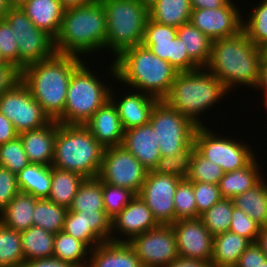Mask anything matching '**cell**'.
<instances>
[{
  "mask_svg": "<svg viewBox=\"0 0 267 267\" xmlns=\"http://www.w3.org/2000/svg\"><path fill=\"white\" fill-rule=\"evenodd\" d=\"M110 64L109 75L114 78V82L116 79L119 84L130 85L129 90H138L158 100L168 95L179 73L143 44L123 50Z\"/></svg>",
  "mask_w": 267,
  "mask_h": 267,
  "instance_id": "obj_1",
  "label": "cell"
},
{
  "mask_svg": "<svg viewBox=\"0 0 267 267\" xmlns=\"http://www.w3.org/2000/svg\"><path fill=\"white\" fill-rule=\"evenodd\" d=\"M261 62L262 50L241 31L232 37L212 41L210 59L205 68L230 92L235 90L234 86L237 88L236 85L256 88Z\"/></svg>",
  "mask_w": 267,
  "mask_h": 267,
  "instance_id": "obj_2",
  "label": "cell"
},
{
  "mask_svg": "<svg viewBox=\"0 0 267 267\" xmlns=\"http://www.w3.org/2000/svg\"><path fill=\"white\" fill-rule=\"evenodd\" d=\"M83 60L75 55L55 53L21 71V81L51 120L63 114L70 78Z\"/></svg>",
  "mask_w": 267,
  "mask_h": 267,
  "instance_id": "obj_3",
  "label": "cell"
},
{
  "mask_svg": "<svg viewBox=\"0 0 267 267\" xmlns=\"http://www.w3.org/2000/svg\"><path fill=\"white\" fill-rule=\"evenodd\" d=\"M106 12L100 0L65 9L60 31L54 39L58 54L84 57L106 51ZM89 53V54H88ZM86 54V55H85Z\"/></svg>",
  "mask_w": 267,
  "mask_h": 267,
  "instance_id": "obj_4",
  "label": "cell"
},
{
  "mask_svg": "<svg viewBox=\"0 0 267 267\" xmlns=\"http://www.w3.org/2000/svg\"><path fill=\"white\" fill-rule=\"evenodd\" d=\"M227 93L230 92L214 74L200 67L190 72H179L163 100L197 126H204L200 115L210 111Z\"/></svg>",
  "mask_w": 267,
  "mask_h": 267,
  "instance_id": "obj_5",
  "label": "cell"
},
{
  "mask_svg": "<svg viewBox=\"0 0 267 267\" xmlns=\"http://www.w3.org/2000/svg\"><path fill=\"white\" fill-rule=\"evenodd\" d=\"M104 150L84 125L58 124L51 166L95 178L101 170Z\"/></svg>",
  "mask_w": 267,
  "mask_h": 267,
  "instance_id": "obj_6",
  "label": "cell"
},
{
  "mask_svg": "<svg viewBox=\"0 0 267 267\" xmlns=\"http://www.w3.org/2000/svg\"><path fill=\"white\" fill-rule=\"evenodd\" d=\"M91 71L84 60L72 73L64 112L56 120L59 124L84 125L110 99L111 84L106 86L98 75Z\"/></svg>",
  "mask_w": 267,
  "mask_h": 267,
  "instance_id": "obj_7",
  "label": "cell"
},
{
  "mask_svg": "<svg viewBox=\"0 0 267 267\" xmlns=\"http://www.w3.org/2000/svg\"><path fill=\"white\" fill-rule=\"evenodd\" d=\"M100 1L106 12V49L116 58L123 50L142 44L149 8L138 0Z\"/></svg>",
  "mask_w": 267,
  "mask_h": 267,
  "instance_id": "obj_8",
  "label": "cell"
},
{
  "mask_svg": "<svg viewBox=\"0 0 267 267\" xmlns=\"http://www.w3.org/2000/svg\"><path fill=\"white\" fill-rule=\"evenodd\" d=\"M149 124L155 131L161 156L175 155L188 146H194L198 126L164 100H158L154 105Z\"/></svg>",
  "mask_w": 267,
  "mask_h": 267,
  "instance_id": "obj_9",
  "label": "cell"
},
{
  "mask_svg": "<svg viewBox=\"0 0 267 267\" xmlns=\"http://www.w3.org/2000/svg\"><path fill=\"white\" fill-rule=\"evenodd\" d=\"M212 131L205 125L198 126L194 134V148L219 165L224 173L245 167L255 157L249 145Z\"/></svg>",
  "mask_w": 267,
  "mask_h": 267,
  "instance_id": "obj_10",
  "label": "cell"
},
{
  "mask_svg": "<svg viewBox=\"0 0 267 267\" xmlns=\"http://www.w3.org/2000/svg\"><path fill=\"white\" fill-rule=\"evenodd\" d=\"M10 25L19 49V69L52 57L54 39L37 28L21 8H10L4 18Z\"/></svg>",
  "mask_w": 267,
  "mask_h": 267,
  "instance_id": "obj_11",
  "label": "cell"
},
{
  "mask_svg": "<svg viewBox=\"0 0 267 267\" xmlns=\"http://www.w3.org/2000/svg\"><path fill=\"white\" fill-rule=\"evenodd\" d=\"M0 112L13 123L18 134L52 121L22 81L0 95Z\"/></svg>",
  "mask_w": 267,
  "mask_h": 267,
  "instance_id": "obj_12",
  "label": "cell"
},
{
  "mask_svg": "<svg viewBox=\"0 0 267 267\" xmlns=\"http://www.w3.org/2000/svg\"><path fill=\"white\" fill-rule=\"evenodd\" d=\"M148 170L122 145L107 147L98 178L102 183L130 189L139 194Z\"/></svg>",
  "mask_w": 267,
  "mask_h": 267,
  "instance_id": "obj_13",
  "label": "cell"
},
{
  "mask_svg": "<svg viewBox=\"0 0 267 267\" xmlns=\"http://www.w3.org/2000/svg\"><path fill=\"white\" fill-rule=\"evenodd\" d=\"M142 44L170 63L178 72H190L200 68L187 54L175 27L159 24L148 18Z\"/></svg>",
  "mask_w": 267,
  "mask_h": 267,
  "instance_id": "obj_14",
  "label": "cell"
},
{
  "mask_svg": "<svg viewBox=\"0 0 267 267\" xmlns=\"http://www.w3.org/2000/svg\"><path fill=\"white\" fill-rule=\"evenodd\" d=\"M128 244L143 267H165L179 257L171 225H158L132 238Z\"/></svg>",
  "mask_w": 267,
  "mask_h": 267,
  "instance_id": "obj_15",
  "label": "cell"
},
{
  "mask_svg": "<svg viewBox=\"0 0 267 267\" xmlns=\"http://www.w3.org/2000/svg\"><path fill=\"white\" fill-rule=\"evenodd\" d=\"M181 179L152 170L146 174L138 195L152 211L159 225H172L175 222L174 194Z\"/></svg>",
  "mask_w": 267,
  "mask_h": 267,
  "instance_id": "obj_16",
  "label": "cell"
},
{
  "mask_svg": "<svg viewBox=\"0 0 267 267\" xmlns=\"http://www.w3.org/2000/svg\"><path fill=\"white\" fill-rule=\"evenodd\" d=\"M230 0L216 9H192L190 22L210 39L232 37L243 31L242 13Z\"/></svg>",
  "mask_w": 267,
  "mask_h": 267,
  "instance_id": "obj_17",
  "label": "cell"
},
{
  "mask_svg": "<svg viewBox=\"0 0 267 267\" xmlns=\"http://www.w3.org/2000/svg\"><path fill=\"white\" fill-rule=\"evenodd\" d=\"M171 226L175 233L179 256L211 263L214 236L199 218L179 219Z\"/></svg>",
  "mask_w": 267,
  "mask_h": 267,
  "instance_id": "obj_18",
  "label": "cell"
},
{
  "mask_svg": "<svg viewBox=\"0 0 267 267\" xmlns=\"http://www.w3.org/2000/svg\"><path fill=\"white\" fill-rule=\"evenodd\" d=\"M158 225L152 211L142 198L136 195L130 203L112 219L111 241L128 243L132 238ZM116 231L117 234L123 235L124 237L121 239V237L115 236L117 235Z\"/></svg>",
  "mask_w": 267,
  "mask_h": 267,
  "instance_id": "obj_19",
  "label": "cell"
},
{
  "mask_svg": "<svg viewBox=\"0 0 267 267\" xmlns=\"http://www.w3.org/2000/svg\"><path fill=\"white\" fill-rule=\"evenodd\" d=\"M113 87L110 92V100L116 106L124 131L148 124L151 111L158 99L140 91L128 92L120 98L115 95Z\"/></svg>",
  "mask_w": 267,
  "mask_h": 267,
  "instance_id": "obj_20",
  "label": "cell"
},
{
  "mask_svg": "<svg viewBox=\"0 0 267 267\" xmlns=\"http://www.w3.org/2000/svg\"><path fill=\"white\" fill-rule=\"evenodd\" d=\"M84 126L104 148L123 143L124 129L116 106L110 99L91 116Z\"/></svg>",
  "mask_w": 267,
  "mask_h": 267,
  "instance_id": "obj_21",
  "label": "cell"
},
{
  "mask_svg": "<svg viewBox=\"0 0 267 267\" xmlns=\"http://www.w3.org/2000/svg\"><path fill=\"white\" fill-rule=\"evenodd\" d=\"M122 146L148 170H153L161 156L155 131L148 123L124 131Z\"/></svg>",
  "mask_w": 267,
  "mask_h": 267,
  "instance_id": "obj_22",
  "label": "cell"
},
{
  "mask_svg": "<svg viewBox=\"0 0 267 267\" xmlns=\"http://www.w3.org/2000/svg\"><path fill=\"white\" fill-rule=\"evenodd\" d=\"M58 124L56 120H52L42 128L18 134L30 163L46 166L52 164Z\"/></svg>",
  "mask_w": 267,
  "mask_h": 267,
  "instance_id": "obj_23",
  "label": "cell"
},
{
  "mask_svg": "<svg viewBox=\"0 0 267 267\" xmlns=\"http://www.w3.org/2000/svg\"><path fill=\"white\" fill-rule=\"evenodd\" d=\"M87 267H143L126 242L107 241L90 250Z\"/></svg>",
  "mask_w": 267,
  "mask_h": 267,
  "instance_id": "obj_24",
  "label": "cell"
},
{
  "mask_svg": "<svg viewBox=\"0 0 267 267\" xmlns=\"http://www.w3.org/2000/svg\"><path fill=\"white\" fill-rule=\"evenodd\" d=\"M20 8L37 28L57 37L65 10L59 0H28Z\"/></svg>",
  "mask_w": 267,
  "mask_h": 267,
  "instance_id": "obj_25",
  "label": "cell"
},
{
  "mask_svg": "<svg viewBox=\"0 0 267 267\" xmlns=\"http://www.w3.org/2000/svg\"><path fill=\"white\" fill-rule=\"evenodd\" d=\"M39 198L19 192L0 212V223L18 232L29 229L33 224V212Z\"/></svg>",
  "mask_w": 267,
  "mask_h": 267,
  "instance_id": "obj_26",
  "label": "cell"
},
{
  "mask_svg": "<svg viewBox=\"0 0 267 267\" xmlns=\"http://www.w3.org/2000/svg\"><path fill=\"white\" fill-rule=\"evenodd\" d=\"M258 163L255 156L245 167L224 173L218 184L222 198L233 199L256 185L262 179Z\"/></svg>",
  "mask_w": 267,
  "mask_h": 267,
  "instance_id": "obj_27",
  "label": "cell"
},
{
  "mask_svg": "<svg viewBox=\"0 0 267 267\" xmlns=\"http://www.w3.org/2000/svg\"><path fill=\"white\" fill-rule=\"evenodd\" d=\"M251 243L246 237L230 231L215 235L211 265L235 266L241 254Z\"/></svg>",
  "mask_w": 267,
  "mask_h": 267,
  "instance_id": "obj_28",
  "label": "cell"
},
{
  "mask_svg": "<svg viewBox=\"0 0 267 267\" xmlns=\"http://www.w3.org/2000/svg\"><path fill=\"white\" fill-rule=\"evenodd\" d=\"M20 192L48 199L51 190V165L29 163L17 174Z\"/></svg>",
  "mask_w": 267,
  "mask_h": 267,
  "instance_id": "obj_29",
  "label": "cell"
},
{
  "mask_svg": "<svg viewBox=\"0 0 267 267\" xmlns=\"http://www.w3.org/2000/svg\"><path fill=\"white\" fill-rule=\"evenodd\" d=\"M84 180L85 178L76 172L51 166V190L48 200L69 209Z\"/></svg>",
  "mask_w": 267,
  "mask_h": 267,
  "instance_id": "obj_30",
  "label": "cell"
},
{
  "mask_svg": "<svg viewBox=\"0 0 267 267\" xmlns=\"http://www.w3.org/2000/svg\"><path fill=\"white\" fill-rule=\"evenodd\" d=\"M190 0H157L149 8V18L159 24L180 27L190 22Z\"/></svg>",
  "mask_w": 267,
  "mask_h": 267,
  "instance_id": "obj_31",
  "label": "cell"
},
{
  "mask_svg": "<svg viewBox=\"0 0 267 267\" xmlns=\"http://www.w3.org/2000/svg\"><path fill=\"white\" fill-rule=\"evenodd\" d=\"M25 262L53 258L55 234L37 226L20 232Z\"/></svg>",
  "mask_w": 267,
  "mask_h": 267,
  "instance_id": "obj_32",
  "label": "cell"
},
{
  "mask_svg": "<svg viewBox=\"0 0 267 267\" xmlns=\"http://www.w3.org/2000/svg\"><path fill=\"white\" fill-rule=\"evenodd\" d=\"M177 36L183 42L189 57L199 67H205L210 59L213 40L202 33L191 22L178 27Z\"/></svg>",
  "mask_w": 267,
  "mask_h": 267,
  "instance_id": "obj_33",
  "label": "cell"
},
{
  "mask_svg": "<svg viewBox=\"0 0 267 267\" xmlns=\"http://www.w3.org/2000/svg\"><path fill=\"white\" fill-rule=\"evenodd\" d=\"M232 200L236 208L242 210L262 227L267 226V191L263 177L252 188Z\"/></svg>",
  "mask_w": 267,
  "mask_h": 267,
  "instance_id": "obj_34",
  "label": "cell"
},
{
  "mask_svg": "<svg viewBox=\"0 0 267 267\" xmlns=\"http://www.w3.org/2000/svg\"><path fill=\"white\" fill-rule=\"evenodd\" d=\"M89 253L90 249L83 242L66 232L61 230L55 234L53 258L67 262L72 267H87Z\"/></svg>",
  "mask_w": 267,
  "mask_h": 267,
  "instance_id": "obj_35",
  "label": "cell"
},
{
  "mask_svg": "<svg viewBox=\"0 0 267 267\" xmlns=\"http://www.w3.org/2000/svg\"><path fill=\"white\" fill-rule=\"evenodd\" d=\"M68 210L77 212L105 211L101 180L98 177L85 178Z\"/></svg>",
  "mask_w": 267,
  "mask_h": 267,
  "instance_id": "obj_36",
  "label": "cell"
},
{
  "mask_svg": "<svg viewBox=\"0 0 267 267\" xmlns=\"http://www.w3.org/2000/svg\"><path fill=\"white\" fill-rule=\"evenodd\" d=\"M67 212L68 209L64 206L57 205L48 199H38L32 215L33 224L57 234L63 230Z\"/></svg>",
  "mask_w": 267,
  "mask_h": 267,
  "instance_id": "obj_37",
  "label": "cell"
},
{
  "mask_svg": "<svg viewBox=\"0 0 267 267\" xmlns=\"http://www.w3.org/2000/svg\"><path fill=\"white\" fill-rule=\"evenodd\" d=\"M24 262L20 232L0 223V267H22Z\"/></svg>",
  "mask_w": 267,
  "mask_h": 267,
  "instance_id": "obj_38",
  "label": "cell"
},
{
  "mask_svg": "<svg viewBox=\"0 0 267 267\" xmlns=\"http://www.w3.org/2000/svg\"><path fill=\"white\" fill-rule=\"evenodd\" d=\"M234 207L232 199L222 198L201 214L199 219L213 236L224 233L229 231Z\"/></svg>",
  "mask_w": 267,
  "mask_h": 267,
  "instance_id": "obj_39",
  "label": "cell"
},
{
  "mask_svg": "<svg viewBox=\"0 0 267 267\" xmlns=\"http://www.w3.org/2000/svg\"><path fill=\"white\" fill-rule=\"evenodd\" d=\"M252 9L246 16L248 19L243 18V31L258 48L262 49L267 44V0L260 1V4L257 3Z\"/></svg>",
  "mask_w": 267,
  "mask_h": 267,
  "instance_id": "obj_40",
  "label": "cell"
},
{
  "mask_svg": "<svg viewBox=\"0 0 267 267\" xmlns=\"http://www.w3.org/2000/svg\"><path fill=\"white\" fill-rule=\"evenodd\" d=\"M224 172L216 163L203 157L195 148L190 161L187 179L191 182H203L218 185Z\"/></svg>",
  "mask_w": 267,
  "mask_h": 267,
  "instance_id": "obj_41",
  "label": "cell"
},
{
  "mask_svg": "<svg viewBox=\"0 0 267 267\" xmlns=\"http://www.w3.org/2000/svg\"><path fill=\"white\" fill-rule=\"evenodd\" d=\"M175 221L179 219H196L197 207L193 182L187 178L179 181L174 194Z\"/></svg>",
  "mask_w": 267,
  "mask_h": 267,
  "instance_id": "obj_42",
  "label": "cell"
},
{
  "mask_svg": "<svg viewBox=\"0 0 267 267\" xmlns=\"http://www.w3.org/2000/svg\"><path fill=\"white\" fill-rule=\"evenodd\" d=\"M194 146H188L184 151L175 155L160 156L157 165L152 170L155 173L175 175L186 178L190 171V161Z\"/></svg>",
  "mask_w": 267,
  "mask_h": 267,
  "instance_id": "obj_43",
  "label": "cell"
},
{
  "mask_svg": "<svg viewBox=\"0 0 267 267\" xmlns=\"http://www.w3.org/2000/svg\"><path fill=\"white\" fill-rule=\"evenodd\" d=\"M20 137L0 145V166L18 174L29 164Z\"/></svg>",
  "mask_w": 267,
  "mask_h": 267,
  "instance_id": "obj_44",
  "label": "cell"
},
{
  "mask_svg": "<svg viewBox=\"0 0 267 267\" xmlns=\"http://www.w3.org/2000/svg\"><path fill=\"white\" fill-rule=\"evenodd\" d=\"M104 210L113 219L116 217L136 196L130 189L102 183Z\"/></svg>",
  "mask_w": 267,
  "mask_h": 267,
  "instance_id": "obj_45",
  "label": "cell"
},
{
  "mask_svg": "<svg viewBox=\"0 0 267 267\" xmlns=\"http://www.w3.org/2000/svg\"><path fill=\"white\" fill-rule=\"evenodd\" d=\"M62 231L83 242L90 250L102 243L91 231H85L81 212L68 210Z\"/></svg>",
  "mask_w": 267,
  "mask_h": 267,
  "instance_id": "obj_46",
  "label": "cell"
},
{
  "mask_svg": "<svg viewBox=\"0 0 267 267\" xmlns=\"http://www.w3.org/2000/svg\"><path fill=\"white\" fill-rule=\"evenodd\" d=\"M85 231H91L101 242L111 241L112 219L105 211L81 212Z\"/></svg>",
  "mask_w": 267,
  "mask_h": 267,
  "instance_id": "obj_47",
  "label": "cell"
},
{
  "mask_svg": "<svg viewBox=\"0 0 267 267\" xmlns=\"http://www.w3.org/2000/svg\"><path fill=\"white\" fill-rule=\"evenodd\" d=\"M262 226L251 219L242 210L234 207L229 231L244 236L251 242H257Z\"/></svg>",
  "mask_w": 267,
  "mask_h": 267,
  "instance_id": "obj_48",
  "label": "cell"
},
{
  "mask_svg": "<svg viewBox=\"0 0 267 267\" xmlns=\"http://www.w3.org/2000/svg\"><path fill=\"white\" fill-rule=\"evenodd\" d=\"M0 56L5 63L12 64L19 69V49L9 23L0 20Z\"/></svg>",
  "mask_w": 267,
  "mask_h": 267,
  "instance_id": "obj_49",
  "label": "cell"
},
{
  "mask_svg": "<svg viewBox=\"0 0 267 267\" xmlns=\"http://www.w3.org/2000/svg\"><path fill=\"white\" fill-rule=\"evenodd\" d=\"M193 190L197 207V218L222 199L219 185L216 184L193 182Z\"/></svg>",
  "mask_w": 267,
  "mask_h": 267,
  "instance_id": "obj_50",
  "label": "cell"
},
{
  "mask_svg": "<svg viewBox=\"0 0 267 267\" xmlns=\"http://www.w3.org/2000/svg\"><path fill=\"white\" fill-rule=\"evenodd\" d=\"M19 192L17 174L0 166V212Z\"/></svg>",
  "mask_w": 267,
  "mask_h": 267,
  "instance_id": "obj_51",
  "label": "cell"
},
{
  "mask_svg": "<svg viewBox=\"0 0 267 267\" xmlns=\"http://www.w3.org/2000/svg\"><path fill=\"white\" fill-rule=\"evenodd\" d=\"M266 260L267 256L261 246L257 242H252L241 254L235 267H261Z\"/></svg>",
  "mask_w": 267,
  "mask_h": 267,
  "instance_id": "obj_52",
  "label": "cell"
},
{
  "mask_svg": "<svg viewBox=\"0 0 267 267\" xmlns=\"http://www.w3.org/2000/svg\"><path fill=\"white\" fill-rule=\"evenodd\" d=\"M20 81V69L9 63L0 66V95L13 88Z\"/></svg>",
  "mask_w": 267,
  "mask_h": 267,
  "instance_id": "obj_53",
  "label": "cell"
},
{
  "mask_svg": "<svg viewBox=\"0 0 267 267\" xmlns=\"http://www.w3.org/2000/svg\"><path fill=\"white\" fill-rule=\"evenodd\" d=\"M18 137L13 123L0 112V145Z\"/></svg>",
  "mask_w": 267,
  "mask_h": 267,
  "instance_id": "obj_54",
  "label": "cell"
},
{
  "mask_svg": "<svg viewBox=\"0 0 267 267\" xmlns=\"http://www.w3.org/2000/svg\"><path fill=\"white\" fill-rule=\"evenodd\" d=\"M22 267H72L69 263L60 261L55 258L49 259H36L26 261Z\"/></svg>",
  "mask_w": 267,
  "mask_h": 267,
  "instance_id": "obj_55",
  "label": "cell"
},
{
  "mask_svg": "<svg viewBox=\"0 0 267 267\" xmlns=\"http://www.w3.org/2000/svg\"><path fill=\"white\" fill-rule=\"evenodd\" d=\"M210 265L208 261L179 256L165 267H210Z\"/></svg>",
  "mask_w": 267,
  "mask_h": 267,
  "instance_id": "obj_56",
  "label": "cell"
},
{
  "mask_svg": "<svg viewBox=\"0 0 267 267\" xmlns=\"http://www.w3.org/2000/svg\"><path fill=\"white\" fill-rule=\"evenodd\" d=\"M230 0H190L192 9H216L226 5Z\"/></svg>",
  "mask_w": 267,
  "mask_h": 267,
  "instance_id": "obj_57",
  "label": "cell"
},
{
  "mask_svg": "<svg viewBox=\"0 0 267 267\" xmlns=\"http://www.w3.org/2000/svg\"><path fill=\"white\" fill-rule=\"evenodd\" d=\"M256 89H259L260 92L262 90L263 94L267 93V61L263 59L260 65L259 80Z\"/></svg>",
  "mask_w": 267,
  "mask_h": 267,
  "instance_id": "obj_58",
  "label": "cell"
},
{
  "mask_svg": "<svg viewBox=\"0 0 267 267\" xmlns=\"http://www.w3.org/2000/svg\"><path fill=\"white\" fill-rule=\"evenodd\" d=\"M64 9L86 5L93 0H59Z\"/></svg>",
  "mask_w": 267,
  "mask_h": 267,
  "instance_id": "obj_59",
  "label": "cell"
},
{
  "mask_svg": "<svg viewBox=\"0 0 267 267\" xmlns=\"http://www.w3.org/2000/svg\"><path fill=\"white\" fill-rule=\"evenodd\" d=\"M257 243L261 246L262 251L267 256V226L262 227L259 233Z\"/></svg>",
  "mask_w": 267,
  "mask_h": 267,
  "instance_id": "obj_60",
  "label": "cell"
},
{
  "mask_svg": "<svg viewBox=\"0 0 267 267\" xmlns=\"http://www.w3.org/2000/svg\"><path fill=\"white\" fill-rule=\"evenodd\" d=\"M11 6L8 0H0V20H3Z\"/></svg>",
  "mask_w": 267,
  "mask_h": 267,
  "instance_id": "obj_61",
  "label": "cell"
},
{
  "mask_svg": "<svg viewBox=\"0 0 267 267\" xmlns=\"http://www.w3.org/2000/svg\"><path fill=\"white\" fill-rule=\"evenodd\" d=\"M27 1L28 0H8L9 5L11 6V8H20Z\"/></svg>",
  "mask_w": 267,
  "mask_h": 267,
  "instance_id": "obj_62",
  "label": "cell"
},
{
  "mask_svg": "<svg viewBox=\"0 0 267 267\" xmlns=\"http://www.w3.org/2000/svg\"><path fill=\"white\" fill-rule=\"evenodd\" d=\"M141 4L150 8L157 0H138Z\"/></svg>",
  "mask_w": 267,
  "mask_h": 267,
  "instance_id": "obj_63",
  "label": "cell"
},
{
  "mask_svg": "<svg viewBox=\"0 0 267 267\" xmlns=\"http://www.w3.org/2000/svg\"><path fill=\"white\" fill-rule=\"evenodd\" d=\"M261 50H262V59L267 61V44Z\"/></svg>",
  "mask_w": 267,
  "mask_h": 267,
  "instance_id": "obj_64",
  "label": "cell"
},
{
  "mask_svg": "<svg viewBox=\"0 0 267 267\" xmlns=\"http://www.w3.org/2000/svg\"><path fill=\"white\" fill-rule=\"evenodd\" d=\"M264 95H265V96H264V97H265V98H264L265 100H264V104H263V105H265V107H266V109H267V93H265Z\"/></svg>",
  "mask_w": 267,
  "mask_h": 267,
  "instance_id": "obj_65",
  "label": "cell"
},
{
  "mask_svg": "<svg viewBox=\"0 0 267 267\" xmlns=\"http://www.w3.org/2000/svg\"><path fill=\"white\" fill-rule=\"evenodd\" d=\"M6 63H5V61L2 59V57L0 56V66H3V65H5Z\"/></svg>",
  "mask_w": 267,
  "mask_h": 267,
  "instance_id": "obj_66",
  "label": "cell"
},
{
  "mask_svg": "<svg viewBox=\"0 0 267 267\" xmlns=\"http://www.w3.org/2000/svg\"><path fill=\"white\" fill-rule=\"evenodd\" d=\"M210 267H235V266H213V265H210Z\"/></svg>",
  "mask_w": 267,
  "mask_h": 267,
  "instance_id": "obj_67",
  "label": "cell"
},
{
  "mask_svg": "<svg viewBox=\"0 0 267 267\" xmlns=\"http://www.w3.org/2000/svg\"><path fill=\"white\" fill-rule=\"evenodd\" d=\"M261 267H267V260L263 263Z\"/></svg>",
  "mask_w": 267,
  "mask_h": 267,
  "instance_id": "obj_68",
  "label": "cell"
},
{
  "mask_svg": "<svg viewBox=\"0 0 267 267\" xmlns=\"http://www.w3.org/2000/svg\"><path fill=\"white\" fill-rule=\"evenodd\" d=\"M264 185L266 187V191H267V181L264 180Z\"/></svg>",
  "mask_w": 267,
  "mask_h": 267,
  "instance_id": "obj_69",
  "label": "cell"
}]
</instances>
